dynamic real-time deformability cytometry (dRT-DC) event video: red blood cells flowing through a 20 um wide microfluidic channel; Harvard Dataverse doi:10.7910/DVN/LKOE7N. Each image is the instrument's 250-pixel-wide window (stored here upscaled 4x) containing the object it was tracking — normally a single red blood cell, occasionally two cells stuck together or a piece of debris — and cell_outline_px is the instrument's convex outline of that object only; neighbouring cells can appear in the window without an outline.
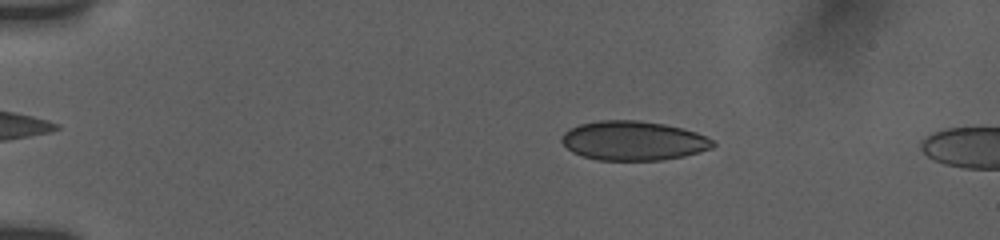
{"species": "human", "species_latin": "Homo sapiens", "temperature_condition": "room temperature", "stored_images_in_passage": 40, "camera_frame_rate_fps": 3000, "um_per_image_px": 0.085, "donor": {"sex": "female"}, "frame": {"image": 1, "passage_image": 6, "time_ms": 2.667, "image_size_px": [1000, 240], "cell_outline_px": [[716, 144], [712, 148], [684, 156], [660, 160], [596, 160], [572, 152], [560, 140], [564, 132], [580, 124], [600, 120], [640, 120], [664, 124], [696, 132], [712, 140]], "centroid_in_image_um": [53.82, 11.96], "position_along_channel_um": 31.2, "area_um2": 34.45}}
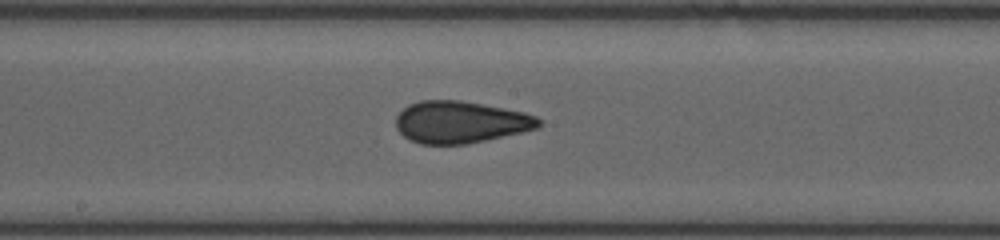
{"frame": {"image": 2, "passage_image": 18, "time_ms": 9.333, "image_size_px": [1000, 240], "cell_outline_px": [[544, 120], [536, 128], [520, 132], [484, 140], [464, 144], [420, 144], [404, 136], [396, 128], [396, 116], [408, 104], [420, 100], [460, 100], [504, 108], [524, 112], [536, 116]], "centroid_in_image_um": [39.12, 10.37], "position_along_channel_um": 209.1, "area_um2": 34.74}}
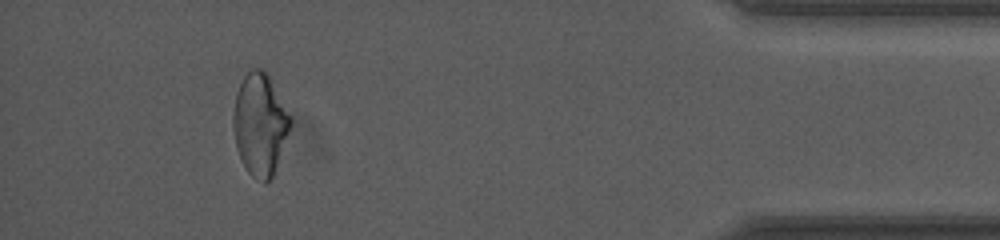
{"frame": {"image": 3, "passage_image": 34, "time_ms": 16.0, "image_size_px": [1000, 240], "cell_outline_px": [[292, 124], [272, 176], [264, 184], [256, 180], [248, 172], [236, 148], [232, 128], [232, 112], [236, 92], [244, 76], [252, 68], [260, 68], [268, 76], [292, 116]], "centroid_in_image_um": [22.08, 10.57], "position_along_channel_um": 413.1, "area_um2": 33.93}, "authors_computed_cell_mechanics": {"area_um2": 34.2754, "velocity_mm_per_s": 3.7945, "shape_relaxation_time_tau1_ms": 11.0119, "shape_relaxation_time_tau2_ms": 1.1346, "deformation_change_tau1": 0.1995, "deformation_change_tau2": 0.0739}}